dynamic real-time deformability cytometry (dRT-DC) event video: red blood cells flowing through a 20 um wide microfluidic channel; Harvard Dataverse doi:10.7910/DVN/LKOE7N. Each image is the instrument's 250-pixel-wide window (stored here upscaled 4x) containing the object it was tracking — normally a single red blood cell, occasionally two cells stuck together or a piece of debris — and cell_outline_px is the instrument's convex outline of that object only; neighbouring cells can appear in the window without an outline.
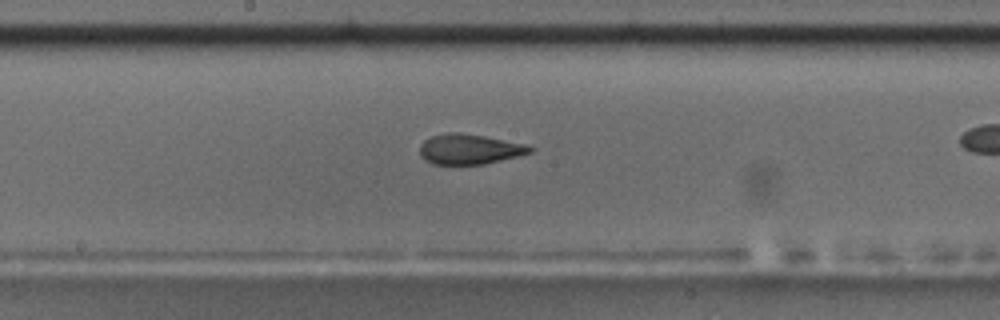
{"species": "common noctule bat (a hibernating species)", "species_latin": "Nyctalus noctula", "temperature_condition": "room temperature", "stored_images_in_passage": 33, "camera_frame_rate_fps": 3000, "um_per_image_px": 0.085, "animal": {"sex": "male", "body_mass_g": 17.5, "forearm_length_mm": 52.3}, "frame": {"image": 1, "passage_image": 19, "time_ms": 6.0, "image_size_px": [1000, 320], "cell_outline_px": [[536, 148], [532, 152], [484, 164], [432, 164], [424, 160], [420, 156], [420, 144], [424, 140], [432, 136], [448, 132], [456, 132], [484, 136], [524, 144]], "centroid_in_image_um": [39.87, 12.68], "position_along_channel_um": 208.3, "area_um2": 19.25}}